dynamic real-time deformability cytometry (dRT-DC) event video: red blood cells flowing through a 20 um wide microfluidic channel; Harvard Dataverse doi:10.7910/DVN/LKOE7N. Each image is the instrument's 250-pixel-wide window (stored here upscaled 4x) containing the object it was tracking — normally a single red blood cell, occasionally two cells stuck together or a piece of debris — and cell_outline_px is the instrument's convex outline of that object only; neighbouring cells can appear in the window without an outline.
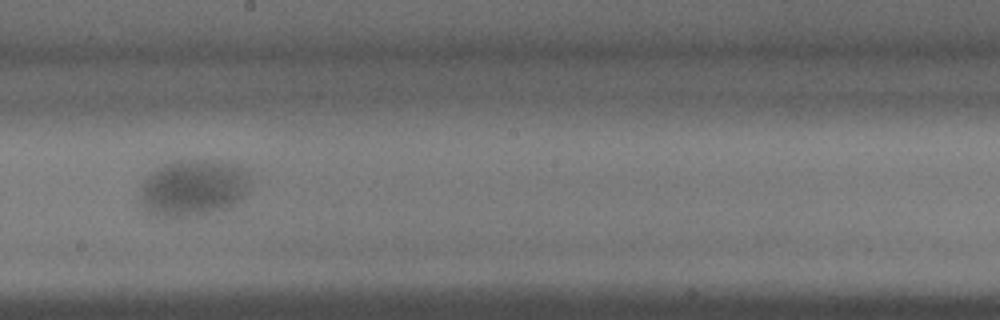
{"species": "common noctule bat (a hibernating species)", "species_latin": "Nyctalus noctula", "temperature_condition": "warm", "stored_images_in_passage": 13, "camera_frame_rate_fps": 3000, "um_per_image_px": 0.085, "animal": {"sex": "male", "body_mass_g": 15.6}, "frame": {"image": 1, "passage_image": 11, "time_ms": 3.333, "image_size_px": [1000, 320], "cell_outline_px": [[248, 192], [240, 200], [228, 208], [212, 212], [188, 216], [156, 216], [140, 200], [144, 180], [156, 168], [164, 164], [180, 160], [204, 160], [232, 164], [244, 168], [248, 176]], "centroid_in_image_um": [16.46, 15.96], "position_along_channel_um": 231.7, "area_um2": 35.6}}